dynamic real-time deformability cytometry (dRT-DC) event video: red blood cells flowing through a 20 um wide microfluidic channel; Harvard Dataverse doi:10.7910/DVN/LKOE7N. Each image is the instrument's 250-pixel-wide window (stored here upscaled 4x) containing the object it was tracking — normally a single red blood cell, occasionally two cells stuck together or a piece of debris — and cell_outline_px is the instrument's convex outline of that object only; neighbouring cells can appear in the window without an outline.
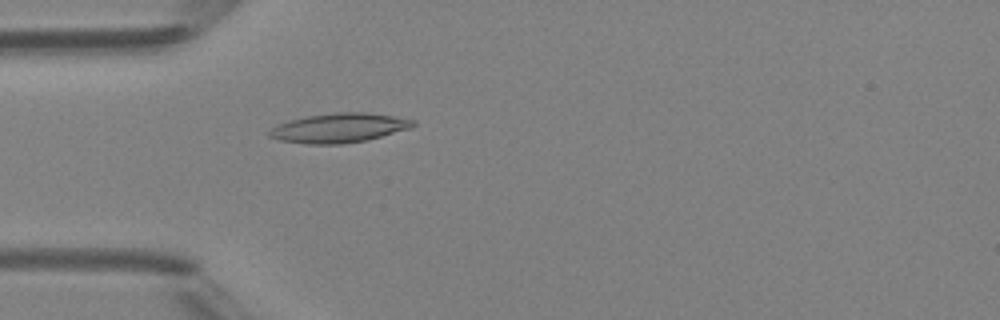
{"species": "Egyptian fruit bat (a non-hibernating species)", "species_latin": "Rousettus aegyptiacus", "temperature_condition": "room temperature", "stored_images_in_passage": 4, "camera_frame_rate_fps": 3000, "um_per_image_px": 0.085, "animal": {"sex": "female"}, "frame": {"image": 1, "passage_image": 4, "time_ms": 3.333, "image_size_px": [1000, 320], "cell_outline_px": [[416, 124], [412, 128], [368, 140], [340, 144], [304, 144], [280, 140], [268, 136], [268, 132], [272, 128], [288, 120], [308, 116], [336, 112], [364, 112], [392, 116], [416, 120]], "centroid_in_image_um": [28.85, 10.88], "position_along_channel_um": 56.2, "area_um2": 24.62}}